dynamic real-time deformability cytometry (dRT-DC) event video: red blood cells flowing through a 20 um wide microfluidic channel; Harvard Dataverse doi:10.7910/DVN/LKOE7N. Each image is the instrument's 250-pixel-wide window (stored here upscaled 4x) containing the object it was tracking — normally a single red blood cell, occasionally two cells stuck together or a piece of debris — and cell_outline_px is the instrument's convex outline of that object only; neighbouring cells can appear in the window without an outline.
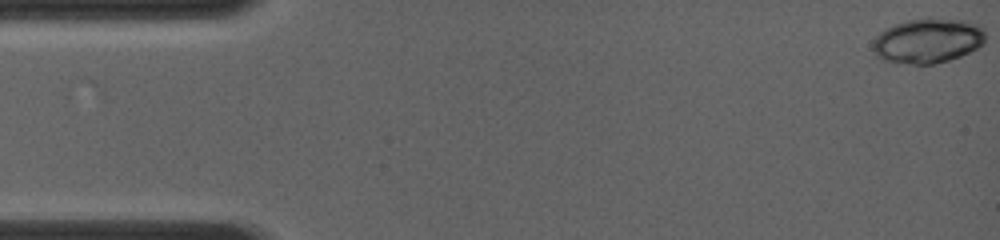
{"species": "common noctule bat (a hibernating species)", "species_latin": "Nyctalus noctula", "temperature_condition": "room temperature", "stored_images_in_passage": 20, "camera_frame_rate_fps": 4000, "um_per_image_px": 0.085, "animal": {"sex": "female", "body_mass_g": 19.0, "forearm_length_mm": 56.7}, "frame": {"image": 1, "passage_image": 1, "time_ms": 0.0, "image_size_px": [1000, 240], "cell_outline_px": [[984, 44], [960, 56], [936, 64], [912, 64], [884, 60], [876, 56], [872, 52], [872, 40], [884, 28], [908, 20], [924, 16], [928, 16], [968, 20], [980, 24], [984, 28]], "centroid_in_image_um": [78.86, 3.42], "position_along_channel_um": 6.1, "area_um2": 30.11}}
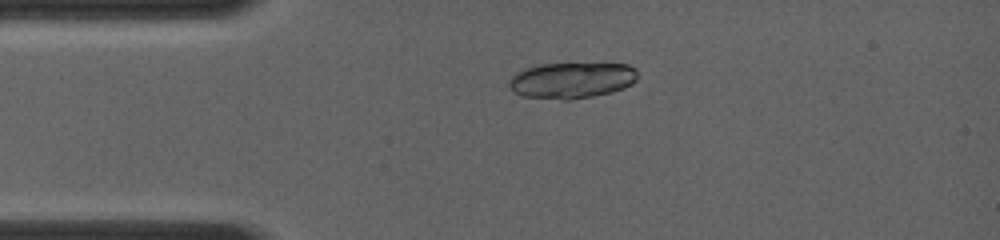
{"frame": {"image": 2, "passage_image": 16, "time_ms": 3.0, "image_size_px": [1000, 240], "cell_outline_px": [[636, 80], [632, 84], [624, 88], [612, 92], [572, 100], [564, 100], [524, 96], [512, 92], [508, 84], [508, 80], [516, 72], [524, 68], [540, 64], [628, 64], [636, 68]], "centroid_in_image_um": [48.57, 6.83], "position_along_channel_um": 36.4, "area_um2": 27.11}}